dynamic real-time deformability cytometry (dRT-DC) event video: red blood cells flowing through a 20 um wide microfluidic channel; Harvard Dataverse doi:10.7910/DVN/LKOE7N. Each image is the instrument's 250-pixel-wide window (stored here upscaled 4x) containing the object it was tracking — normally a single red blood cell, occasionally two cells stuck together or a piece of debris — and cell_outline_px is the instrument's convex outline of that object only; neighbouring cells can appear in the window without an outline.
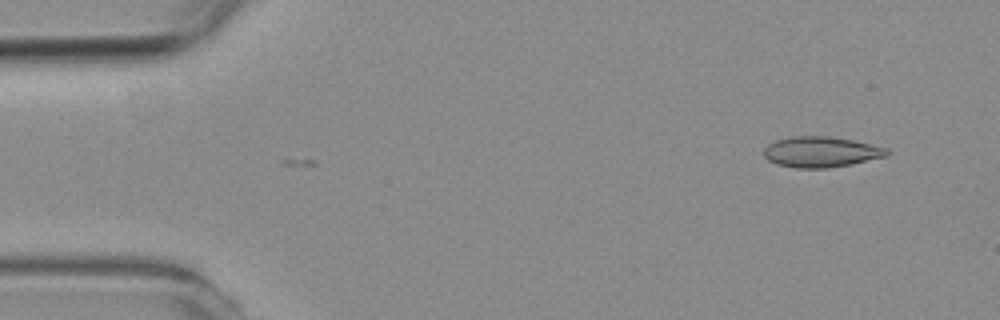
{"species": "common noctule bat (a hibernating species)", "species_latin": "Nyctalus noctula", "temperature_condition": "room temperature", "stored_images_in_passage": 16, "camera_frame_rate_fps": 3000, "um_per_image_px": 0.085, "animal": {"sex": "female", "body_mass_g": 19.3, "forearm_length_mm": 54.1}, "frame": {"image": 1, "passage_image": 1, "time_ms": 0.0, "image_size_px": [1000, 320], "cell_outline_px": [[892, 152], [888, 156], [828, 168], [796, 168], [776, 164], [768, 160], [764, 156], [764, 148], [768, 144], [776, 140], [792, 136], [828, 136], [852, 140], [888, 148]], "centroid_in_image_um": [69.78, 12.91], "position_along_channel_um": 15.2, "area_um2": 21.96}}
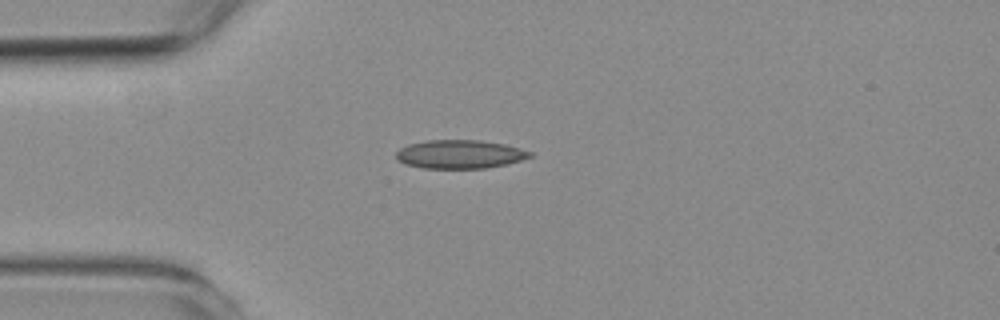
{"frame": {"image": 2, "passage_image": 11, "time_ms": 3.333, "image_size_px": [1000, 320], "cell_outline_px": [[532, 156], [520, 160], [504, 164], [484, 168], [424, 168], [404, 164], [396, 160], [396, 152], [400, 148], [408, 144], [428, 140], [480, 140], [504, 144], [520, 148], [532, 152]], "centroid_in_image_um": [39.04, 13.1], "position_along_channel_um": 46.0, "area_um2": 22.2}}
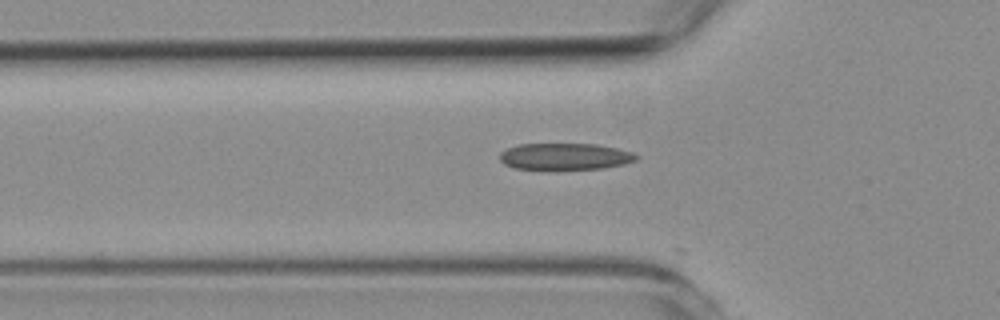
{"frame": {"image": 3, "passage_image": 15, "time_ms": 4.667, "image_size_px": [1000, 320], "cell_outline_px": [[640, 156], [636, 160], [624, 164], [604, 168], [548, 172], [516, 168], [504, 164], [500, 160], [500, 152], [508, 148], [520, 144], [596, 144], [616, 148], [632, 152]], "centroid_in_image_um": [48.01, 13.35], "position_along_channel_um": 77.8, "area_um2": 22.02}}